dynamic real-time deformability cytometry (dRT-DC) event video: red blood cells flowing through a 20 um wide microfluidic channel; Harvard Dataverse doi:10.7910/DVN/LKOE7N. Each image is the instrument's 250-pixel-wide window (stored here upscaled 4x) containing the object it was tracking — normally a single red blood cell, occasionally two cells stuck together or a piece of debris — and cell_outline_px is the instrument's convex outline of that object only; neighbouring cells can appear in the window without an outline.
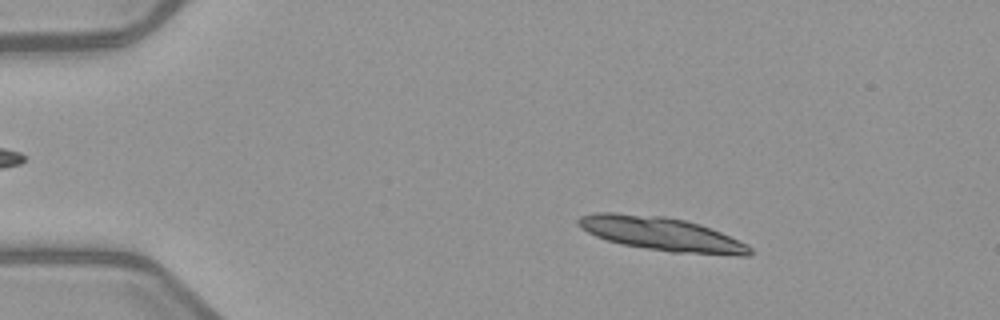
{"species": "common noctule bat (a hibernating species)", "species_latin": "Nyctalus noctula", "temperature_condition": "warm", "stored_images_in_passage": 4, "camera_frame_rate_fps": 3000, "um_per_image_px": 0.085, "animal": {"sex": "female", "body_mass_g": 21.9}, "frame": {"image": 1, "passage_image": 2, "time_ms": 1.333, "image_size_px": [1000, 320], "cell_outline_px": [[752, 252], [748, 256], [740, 256], [672, 252], [644, 248], [620, 244], [596, 236], [580, 228], [576, 224], [576, 220], [580, 216], [596, 212], [616, 212], [664, 216], [684, 220], [700, 224], [740, 240], [748, 244], [752, 248]], "centroid_in_image_um": [56.23, 19.88], "position_along_channel_um": 28.8, "area_um2": 33.93}}